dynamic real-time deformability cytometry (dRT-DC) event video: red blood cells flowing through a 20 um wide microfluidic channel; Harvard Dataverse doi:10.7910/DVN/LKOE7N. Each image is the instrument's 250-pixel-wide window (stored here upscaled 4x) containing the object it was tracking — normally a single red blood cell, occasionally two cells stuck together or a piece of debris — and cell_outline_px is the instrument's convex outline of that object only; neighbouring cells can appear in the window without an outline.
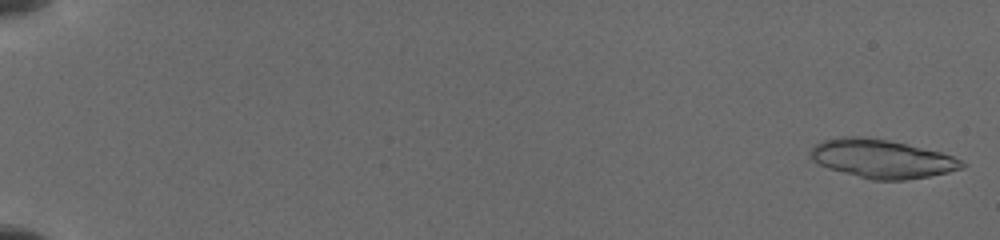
{"species": "common noctule bat (a hibernating species)", "species_latin": "Nyctalus noctula", "temperature_condition": "cold", "stored_images_in_passage": 27, "camera_frame_rate_fps": 3000, "um_per_image_px": 0.085, "animal": {"sex": "female", "body_mass_g": 19.5, "forearm_length_mm": 54.1}, "frame": {"image": 1, "passage_image": 1, "time_ms": 0.0, "image_size_px": [1000, 240], "cell_outline_px": [[968, 164], [964, 168], [948, 172], [928, 176], [904, 180], [872, 180], [828, 168], [812, 160], [808, 156], [808, 152], [816, 144], [824, 140], [840, 136], [864, 136], [888, 140], [940, 152], [952, 156]], "centroid_in_image_um": [74.93, 13.49], "position_along_channel_um": 10.1, "area_um2": 33.99}}